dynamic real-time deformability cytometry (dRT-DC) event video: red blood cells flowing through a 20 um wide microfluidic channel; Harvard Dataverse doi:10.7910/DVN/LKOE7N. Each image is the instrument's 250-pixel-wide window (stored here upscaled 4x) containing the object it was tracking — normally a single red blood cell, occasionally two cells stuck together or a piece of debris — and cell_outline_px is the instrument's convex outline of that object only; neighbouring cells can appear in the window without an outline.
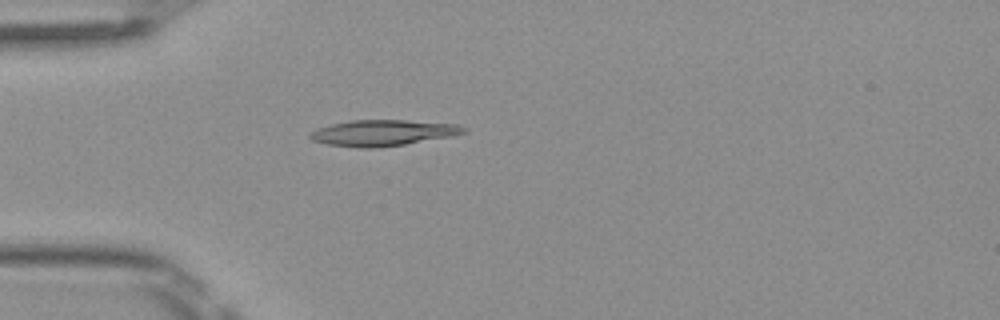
{"species": "Egyptian fruit bat (a non-hibernating species)", "species_latin": "Rousettus aegyptiacus", "temperature_condition": "room temperature", "stored_images_in_passage": 4, "camera_frame_rate_fps": 3000, "um_per_image_px": 0.085, "frame": {"image": 1, "passage_image": 4, "time_ms": 1.0, "image_size_px": [1000, 320], "cell_outline_px": [[468, 132], [452, 136], [404, 144], [376, 148], [360, 148], [328, 144], [312, 140], [308, 136], [308, 132], [316, 128], [332, 124], [352, 120], [408, 120], [456, 124], [468, 128]], "centroid_in_image_um": [32.54, 11.29], "position_along_channel_um": 52.5, "area_um2": 23.35}}